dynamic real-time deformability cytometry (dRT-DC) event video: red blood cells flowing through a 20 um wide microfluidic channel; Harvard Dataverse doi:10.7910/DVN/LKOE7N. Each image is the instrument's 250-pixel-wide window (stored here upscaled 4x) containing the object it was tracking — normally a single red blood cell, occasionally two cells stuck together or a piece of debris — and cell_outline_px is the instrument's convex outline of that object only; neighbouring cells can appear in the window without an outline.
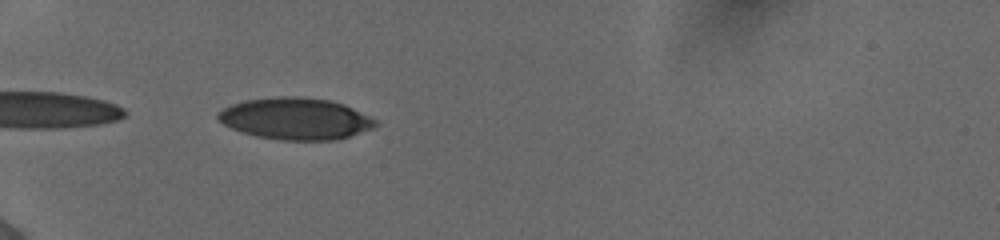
{"species": "human", "species_latin": "Homo sapiens", "temperature_condition": "cold", "stored_images_in_passage": 36, "camera_frame_rate_fps": 3000, "um_per_image_px": 0.085, "donor": {"sex": "female"}, "frame": {"image": 1, "passage_image": 1, "time_ms": 0.0, "image_size_px": [1000, 240], "cell_outline_px": [[380, 124], [376, 128], [336, 140], [284, 140], [256, 136], [232, 128], [224, 124], [216, 116], [224, 108], [232, 104], [244, 100], [280, 96], [300, 96], [328, 100], [344, 104], [376, 120]], "centroid_in_image_um": [25.16, 10.09], "position_along_channel_um": 59.8, "area_um2": 38.15}}
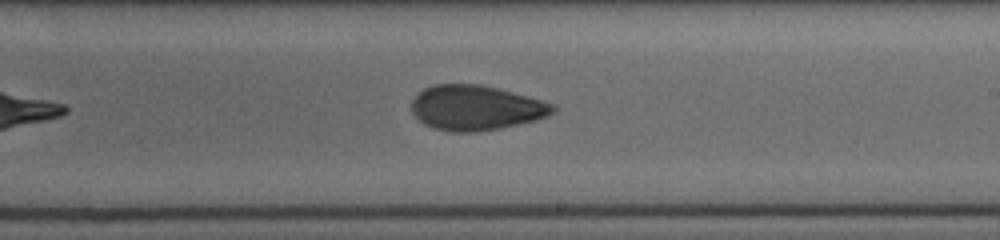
{"frame": {"image": 2, "passage_image": 17, "time_ms": 5.333, "image_size_px": [1000, 240], "cell_outline_px": [[556, 112], [548, 116], [536, 120], [500, 128], [476, 132], [452, 132], [432, 128], [424, 124], [412, 112], [412, 100], [424, 88], [432, 84], [480, 84], [528, 96], [552, 104], [556, 108]], "centroid_in_image_um": [40.44, 9.17], "position_along_channel_um": 248.6, "area_um2": 36.93}}
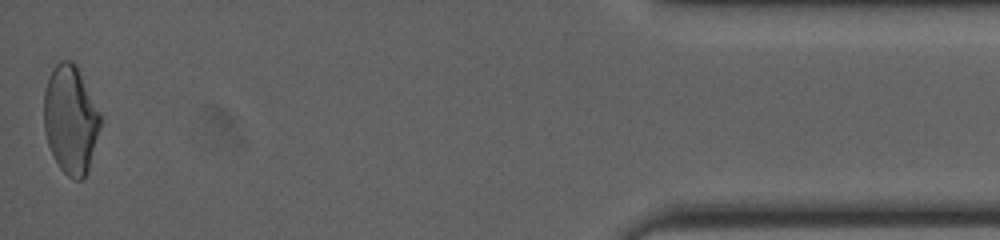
{"frame": {"image": 3, "passage_image": 36, "time_ms": 11.667, "image_size_px": [1000, 240], "cell_outline_px": [[100, 128], [88, 172], [84, 180], [72, 180], [60, 168], [48, 144], [44, 132], [44, 88], [48, 76], [52, 68], [60, 60], [72, 60], [76, 64], [100, 112]], "centroid_in_image_um": [5.99, 10.16], "position_along_channel_um": 429.2, "area_um2": 35.89}, "authors_computed_cell_mechanics": {"area_um2": 37.1365, "velocity_mm_per_s": 3.8927, "shape_relaxation_time_tau1_ms": null, "shape_relaxation_time_tau2_ms": 1.9344, "deformation_change_tau1": null, "deformation_change_tau2": 0.0757}}